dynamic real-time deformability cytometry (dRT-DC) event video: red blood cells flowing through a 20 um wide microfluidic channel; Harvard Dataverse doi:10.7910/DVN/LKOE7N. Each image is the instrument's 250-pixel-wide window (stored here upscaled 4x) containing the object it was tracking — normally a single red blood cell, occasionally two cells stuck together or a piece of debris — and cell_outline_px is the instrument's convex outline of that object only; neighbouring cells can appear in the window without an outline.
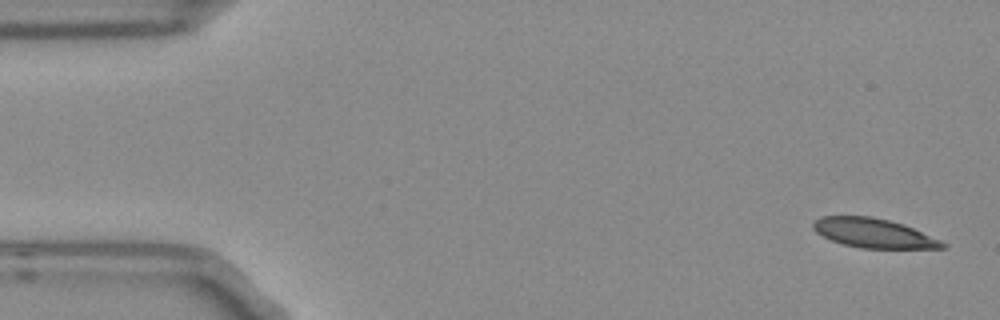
{"species": "Egyptian fruit bat (a non-hibernating species)", "species_latin": "Rousettus aegyptiacus", "temperature_condition": "room temperature", "stored_images_in_passage": 7, "camera_frame_rate_fps": 3000, "um_per_image_px": 0.085, "frame": {"image": 1, "passage_image": 1, "time_ms": 0.0, "image_size_px": [1000, 320], "cell_outline_px": [[948, 244], [944, 248], [860, 248], [844, 244], [832, 240], [816, 232], [812, 228], [812, 224], [820, 216], [872, 216], [904, 224], [940, 240]], "centroid_in_image_um": [74.25, 19.81], "position_along_channel_um": 10.8, "area_um2": 21.91}}
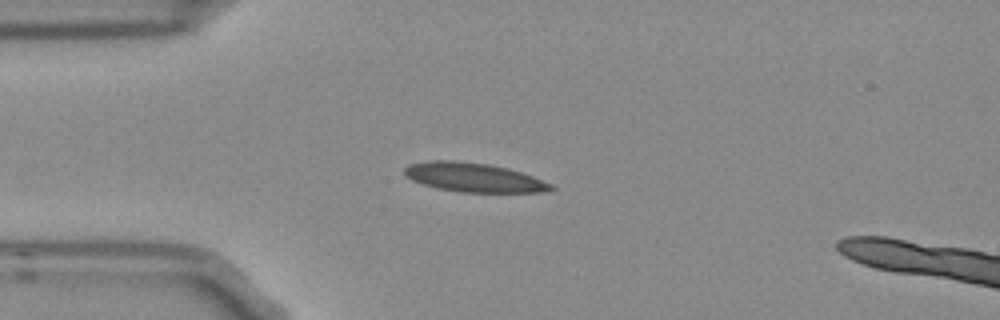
{"frame": {"image": 2, "passage_image": 4, "time_ms": 1.0, "image_size_px": [1000, 320], "cell_outline_px": [[556, 188], [544, 192], [460, 192], [436, 188], [412, 180], [404, 172], [404, 168], [408, 164], [428, 160], [456, 160], [488, 164], [508, 168], [532, 176], [552, 184]], "centroid_in_image_um": [40.25, 15.07], "position_along_channel_um": 44.7, "area_um2": 24.8}}
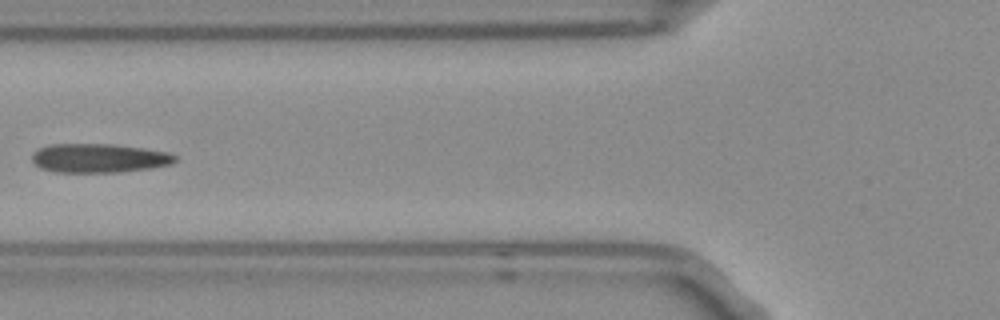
{"frame": {"image": 3, "passage_image": 6, "time_ms": 1.667, "image_size_px": [1000, 320], "cell_outline_px": [[176, 160], [172, 164], [148, 168], [120, 172], [56, 172], [40, 168], [32, 160], [32, 152], [36, 148], [48, 144], [112, 144], [144, 148], [168, 152], [176, 156]], "centroid_in_image_um": [8.37, 13.43], "position_along_channel_um": 117.4, "area_um2": 24.28}}